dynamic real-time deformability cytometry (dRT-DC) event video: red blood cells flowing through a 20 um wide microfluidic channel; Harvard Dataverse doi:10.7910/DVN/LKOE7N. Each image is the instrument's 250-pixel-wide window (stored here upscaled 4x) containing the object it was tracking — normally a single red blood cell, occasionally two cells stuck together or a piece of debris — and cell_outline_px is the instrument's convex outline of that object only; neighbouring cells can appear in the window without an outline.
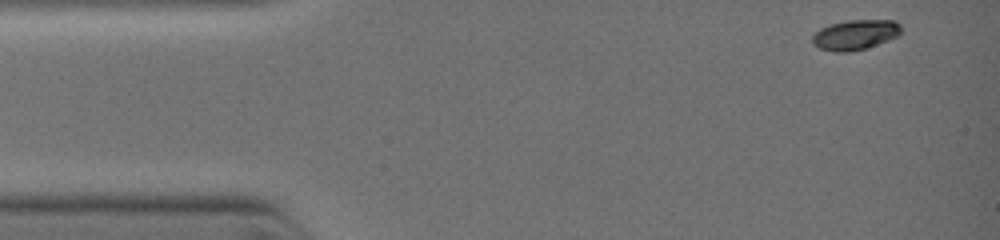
{"species": "common noctule bat (a hibernating species)", "species_latin": "Nyctalus noctula", "temperature_condition": "warm", "stored_images_in_passage": 16, "camera_frame_rate_fps": 3000, "um_per_image_px": 0.085, "animal": {"sex": "female", "body_mass_g": 19.0, "forearm_length_mm": 51.5}, "frame": {"image": 1, "passage_image": 1, "time_ms": 0.0, "image_size_px": [1000, 240], "cell_outline_px": [[900, 32], [896, 36], [876, 44], [864, 48], [848, 52], [836, 52], [820, 48], [812, 44], [812, 36], [820, 28], [832, 24], [848, 20], [892, 20], [900, 24]], "centroid_in_image_um": [72.65, 2.95], "position_along_channel_um": 12.3, "area_um2": 15.2}}
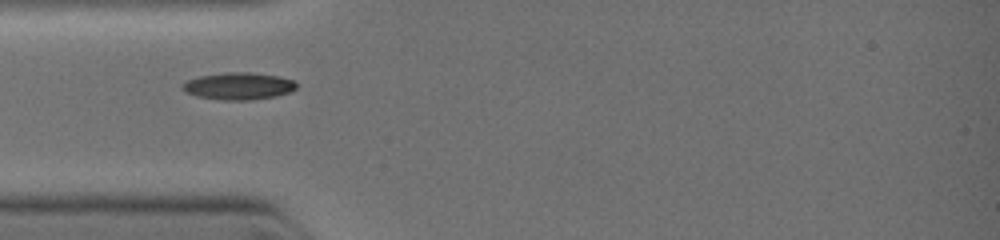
{"frame": {"image": 2, "passage_image": 13, "time_ms": 2.667, "image_size_px": [1000, 240], "cell_outline_px": [[296, 88], [288, 92], [276, 96], [252, 100], [224, 100], [196, 96], [180, 88], [180, 84], [188, 80], [200, 76], [224, 72], [252, 72], [280, 76], [292, 80], [296, 84]], "centroid_in_image_um": [20.26, 7.31], "position_along_channel_um": 64.7, "area_um2": 18.03}}
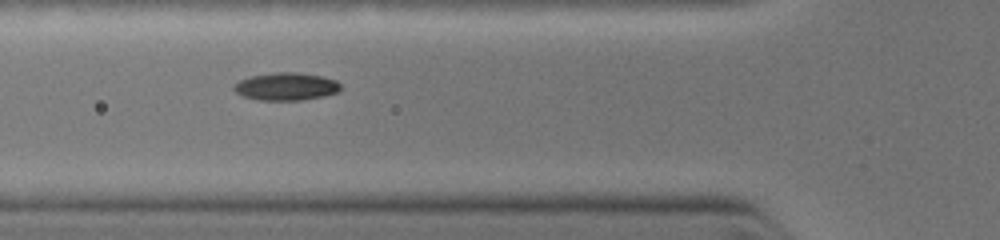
{"frame": {"image": 3, "passage_image": 15, "time_ms": 3.333, "image_size_px": [1000, 240], "cell_outline_px": [[340, 88], [336, 92], [324, 96], [300, 100], [256, 100], [244, 96], [236, 92], [232, 88], [240, 80], [252, 76], [272, 72], [296, 72], [320, 76], [336, 80], [340, 84]], "centroid_in_image_um": [24.31, 7.35], "position_along_channel_um": 101.5, "area_um2": 17.05}}